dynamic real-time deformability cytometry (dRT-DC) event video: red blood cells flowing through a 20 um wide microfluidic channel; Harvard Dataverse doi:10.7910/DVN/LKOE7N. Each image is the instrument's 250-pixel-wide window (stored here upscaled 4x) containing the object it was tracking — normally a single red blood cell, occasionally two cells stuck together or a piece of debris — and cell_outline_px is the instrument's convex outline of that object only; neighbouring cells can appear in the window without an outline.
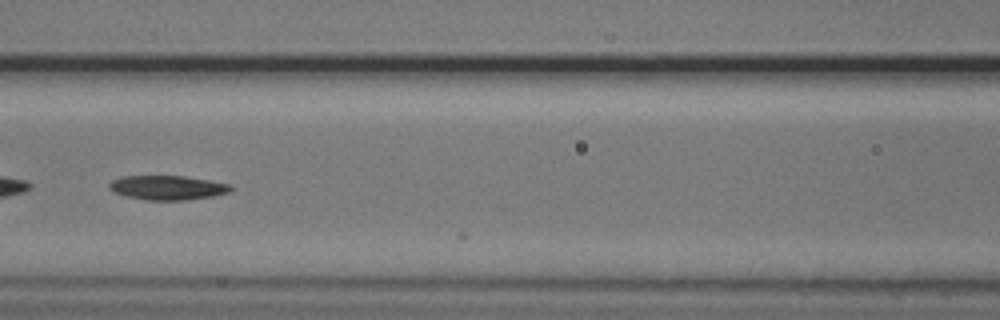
{"species": "common noctule bat (a hibernating species)", "species_latin": "Nyctalus noctula", "temperature_condition": "cold", "stored_images_in_passage": 9, "camera_frame_rate_fps": 3000, "um_per_image_px": 0.085, "animal": {"sex": "male", "body_mass_g": 20.5, "forearm_length_mm": 52.5}, "frame": {"image": 1, "passage_image": 8, "time_ms": 2.333, "image_size_px": [1000, 320], "cell_outline_px": [[232, 192], [212, 196], [184, 200], [144, 200], [112, 192], [108, 188], [108, 184], [112, 180], [124, 176], [184, 176], [232, 184]], "centroid_in_image_um": [14.24, 15.95], "position_along_channel_um": 152.4, "area_um2": 17.28}}